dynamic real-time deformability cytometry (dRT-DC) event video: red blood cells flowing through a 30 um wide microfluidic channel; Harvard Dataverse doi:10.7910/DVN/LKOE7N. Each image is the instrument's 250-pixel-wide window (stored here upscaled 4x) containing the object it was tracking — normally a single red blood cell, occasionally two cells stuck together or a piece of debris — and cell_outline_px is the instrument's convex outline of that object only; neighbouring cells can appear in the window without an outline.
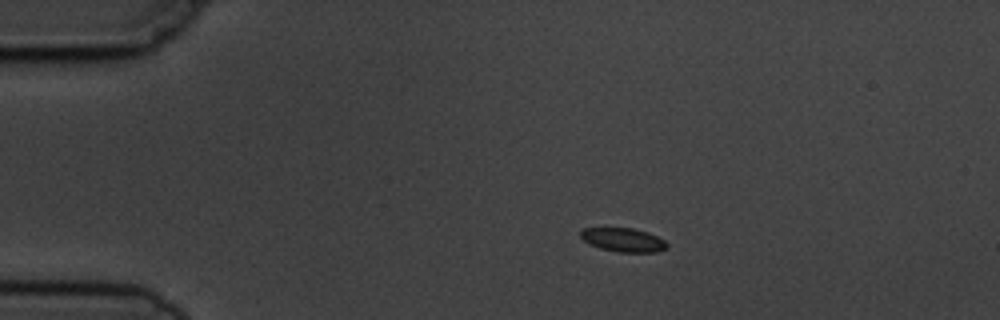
{"species": "common noctule bat (a hibernating species)", "species_latin": "Nyctalus noctula", "temperature_condition": "cold", "stored_images_in_passage": 10, "camera_frame_rate_fps": 3000, "um_per_image_px": 0.085, "animal": {"sex": "male", "body_mass_g": 19.5, "forearm_length_mm": 54.6}, "frame": {"image": 1, "passage_image": 2, "time_ms": 1.333, "image_size_px": [1000, 320], "cell_outline_px": [[668, 248], [656, 252], [620, 252], [600, 248], [588, 244], [580, 236], [580, 232], [584, 228], [632, 228], [648, 232], [664, 240], [668, 244]], "centroid_in_image_um": [52.99, 20.39], "position_along_channel_um": 32.0, "area_um2": 11.96}}
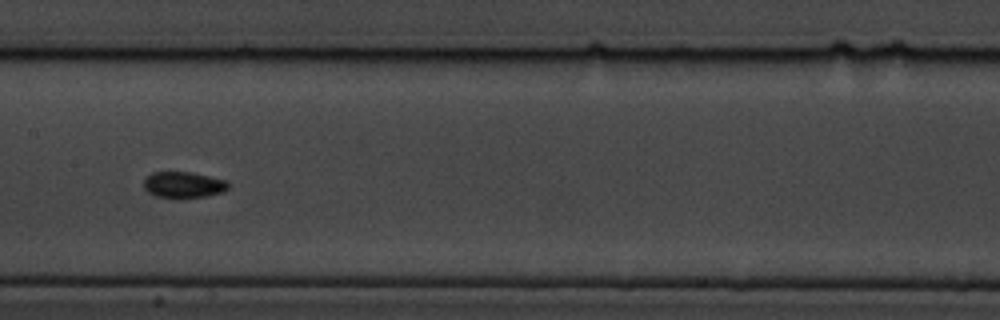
{"frame": {"image": 2, "passage_image": 7, "time_ms": 7.0, "image_size_px": [1000, 320], "cell_outline_px": [[228, 188], [224, 192], [204, 196], [176, 200], [156, 196], [148, 192], [144, 188], [144, 180], [152, 172], [188, 172], [228, 180]], "centroid_in_image_um": [15.59, 15.74], "position_along_channel_um": 191.8, "area_um2": 13.12}}
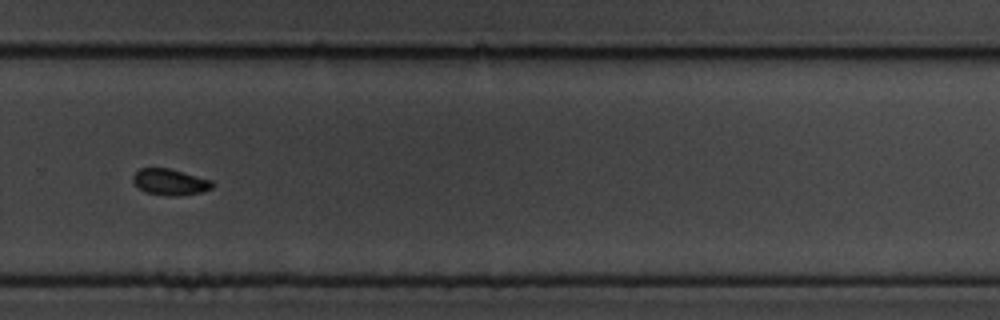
{"frame": {"image": 3, "passage_image": 10, "time_ms": 10.333, "image_size_px": [1000, 320], "cell_outline_px": [[216, 184], [212, 188], [200, 192], [176, 196], [164, 196], [144, 192], [132, 180], [132, 176], [140, 168], [168, 168], [212, 180]], "centroid_in_image_um": [14.46, 15.48], "position_along_channel_um": 315.3, "area_um2": 12.14}}